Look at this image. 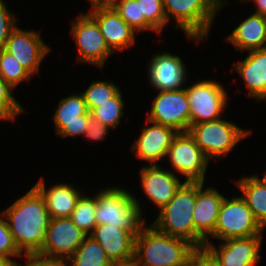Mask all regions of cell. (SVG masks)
Segmentation results:
<instances>
[{
    "instance_id": "obj_1",
    "label": "cell",
    "mask_w": 266,
    "mask_h": 266,
    "mask_svg": "<svg viewBox=\"0 0 266 266\" xmlns=\"http://www.w3.org/2000/svg\"><path fill=\"white\" fill-rule=\"evenodd\" d=\"M14 242L23 254L37 253L45 240L50 216L40 192L33 186L1 212Z\"/></svg>"
},
{
    "instance_id": "obj_2",
    "label": "cell",
    "mask_w": 266,
    "mask_h": 266,
    "mask_svg": "<svg viewBox=\"0 0 266 266\" xmlns=\"http://www.w3.org/2000/svg\"><path fill=\"white\" fill-rule=\"evenodd\" d=\"M195 203L196 182L185 181L151 225L163 234L188 241L196 249H204L206 240L194 227Z\"/></svg>"
},
{
    "instance_id": "obj_3",
    "label": "cell",
    "mask_w": 266,
    "mask_h": 266,
    "mask_svg": "<svg viewBox=\"0 0 266 266\" xmlns=\"http://www.w3.org/2000/svg\"><path fill=\"white\" fill-rule=\"evenodd\" d=\"M196 250L188 241L145 224L136 235L133 261L142 266H179Z\"/></svg>"
},
{
    "instance_id": "obj_4",
    "label": "cell",
    "mask_w": 266,
    "mask_h": 266,
    "mask_svg": "<svg viewBox=\"0 0 266 266\" xmlns=\"http://www.w3.org/2000/svg\"><path fill=\"white\" fill-rule=\"evenodd\" d=\"M101 190L96 194L97 225L111 224L129 230L136 236L146 224L145 217H142L141 204L136 196L127 191V188L118 186Z\"/></svg>"
},
{
    "instance_id": "obj_5",
    "label": "cell",
    "mask_w": 266,
    "mask_h": 266,
    "mask_svg": "<svg viewBox=\"0 0 266 266\" xmlns=\"http://www.w3.org/2000/svg\"><path fill=\"white\" fill-rule=\"evenodd\" d=\"M167 25L175 20L176 29L182 30L189 40L199 44L208 39L219 6L214 0H162Z\"/></svg>"
},
{
    "instance_id": "obj_6",
    "label": "cell",
    "mask_w": 266,
    "mask_h": 266,
    "mask_svg": "<svg viewBox=\"0 0 266 266\" xmlns=\"http://www.w3.org/2000/svg\"><path fill=\"white\" fill-rule=\"evenodd\" d=\"M188 132L205 156L212 161L229 155L239 142L250 136L252 130L219 118L190 125Z\"/></svg>"
},
{
    "instance_id": "obj_7",
    "label": "cell",
    "mask_w": 266,
    "mask_h": 266,
    "mask_svg": "<svg viewBox=\"0 0 266 266\" xmlns=\"http://www.w3.org/2000/svg\"><path fill=\"white\" fill-rule=\"evenodd\" d=\"M264 229L255 220L252 211L240 196L224 197L214 233L210 236L222 241L263 235Z\"/></svg>"
},
{
    "instance_id": "obj_8",
    "label": "cell",
    "mask_w": 266,
    "mask_h": 266,
    "mask_svg": "<svg viewBox=\"0 0 266 266\" xmlns=\"http://www.w3.org/2000/svg\"><path fill=\"white\" fill-rule=\"evenodd\" d=\"M185 90L190 105V125L221 118L229 97L219 81L199 80Z\"/></svg>"
},
{
    "instance_id": "obj_9",
    "label": "cell",
    "mask_w": 266,
    "mask_h": 266,
    "mask_svg": "<svg viewBox=\"0 0 266 266\" xmlns=\"http://www.w3.org/2000/svg\"><path fill=\"white\" fill-rule=\"evenodd\" d=\"M71 25V36L78 48L76 60L102 69L113 52L106 44L97 22L88 13L81 12Z\"/></svg>"
},
{
    "instance_id": "obj_10",
    "label": "cell",
    "mask_w": 266,
    "mask_h": 266,
    "mask_svg": "<svg viewBox=\"0 0 266 266\" xmlns=\"http://www.w3.org/2000/svg\"><path fill=\"white\" fill-rule=\"evenodd\" d=\"M170 165L187 182H204L207 166L211 162L196 145L189 132H179L173 139L167 156Z\"/></svg>"
},
{
    "instance_id": "obj_11",
    "label": "cell",
    "mask_w": 266,
    "mask_h": 266,
    "mask_svg": "<svg viewBox=\"0 0 266 266\" xmlns=\"http://www.w3.org/2000/svg\"><path fill=\"white\" fill-rule=\"evenodd\" d=\"M87 236L70 218H50L44 243L36 254L67 261Z\"/></svg>"
},
{
    "instance_id": "obj_12",
    "label": "cell",
    "mask_w": 266,
    "mask_h": 266,
    "mask_svg": "<svg viewBox=\"0 0 266 266\" xmlns=\"http://www.w3.org/2000/svg\"><path fill=\"white\" fill-rule=\"evenodd\" d=\"M147 120L187 132L190 128V105L185 88L176 91H158L153 99Z\"/></svg>"
},
{
    "instance_id": "obj_13",
    "label": "cell",
    "mask_w": 266,
    "mask_h": 266,
    "mask_svg": "<svg viewBox=\"0 0 266 266\" xmlns=\"http://www.w3.org/2000/svg\"><path fill=\"white\" fill-rule=\"evenodd\" d=\"M262 236L224 240L219 248L209 241L205 242L204 249L219 266H256L261 259Z\"/></svg>"
},
{
    "instance_id": "obj_14",
    "label": "cell",
    "mask_w": 266,
    "mask_h": 266,
    "mask_svg": "<svg viewBox=\"0 0 266 266\" xmlns=\"http://www.w3.org/2000/svg\"><path fill=\"white\" fill-rule=\"evenodd\" d=\"M4 49L33 76L39 71L42 61L50 52L39 31L15 27Z\"/></svg>"
},
{
    "instance_id": "obj_15",
    "label": "cell",
    "mask_w": 266,
    "mask_h": 266,
    "mask_svg": "<svg viewBox=\"0 0 266 266\" xmlns=\"http://www.w3.org/2000/svg\"><path fill=\"white\" fill-rule=\"evenodd\" d=\"M168 51L159 52L147 63V79L156 91H176L183 89L188 77L187 66L181 57Z\"/></svg>"
},
{
    "instance_id": "obj_16",
    "label": "cell",
    "mask_w": 266,
    "mask_h": 266,
    "mask_svg": "<svg viewBox=\"0 0 266 266\" xmlns=\"http://www.w3.org/2000/svg\"><path fill=\"white\" fill-rule=\"evenodd\" d=\"M98 24L109 49L114 53L130 48L137 41L132 29L110 5H97L87 12Z\"/></svg>"
},
{
    "instance_id": "obj_17",
    "label": "cell",
    "mask_w": 266,
    "mask_h": 266,
    "mask_svg": "<svg viewBox=\"0 0 266 266\" xmlns=\"http://www.w3.org/2000/svg\"><path fill=\"white\" fill-rule=\"evenodd\" d=\"M146 122L149 125L144 126L130 150L138 160L150 162L149 165H159V162L166 158L168 149L179 132L147 119Z\"/></svg>"
},
{
    "instance_id": "obj_18",
    "label": "cell",
    "mask_w": 266,
    "mask_h": 266,
    "mask_svg": "<svg viewBox=\"0 0 266 266\" xmlns=\"http://www.w3.org/2000/svg\"><path fill=\"white\" fill-rule=\"evenodd\" d=\"M142 190L158 209L165 206L185 182L169 169L160 165H144L139 171Z\"/></svg>"
},
{
    "instance_id": "obj_19",
    "label": "cell",
    "mask_w": 266,
    "mask_h": 266,
    "mask_svg": "<svg viewBox=\"0 0 266 266\" xmlns=\"http://www.w3.org/2000/svg\"><path fill=\"white\" fill-rule=\"evenodd\" d=\"M104 249L113 264H130L134 259L136 236L111 224L96 225L89 235Z\"/></svg>"
},
{
    "instance_id": "obj_20",
    "label": "cell",
    "mask_w": 266,
    "mask_h": 266,
    "mask_svg": "<svg viewBox=\"0 0 266 266\" xmlns=\"http://www.w3.org/2000/svg\"><path fill=\"white\" fill-rule=\"evenodd\" d=\"M204 182H196V203L193 212L195 230L209 242V237L214 233L218 213L224 199L214 187H205Z\"/></svg>"
},
{
    "instance_id": "obj_21",
    "label": "cell",
    "mask_w": 266,
    "mask_h": 266,
    "mask_svg": "<svg viewBox=\"0 0 266 266\" xmlns=\"http://www.w3.org/2000/svg\"><path fill=\"white\" fill-rule=\"evenodd\" d=\"M234 71L243 78L248 89V98L266 100V48L252 50L243 59L232 65Z\"/></svg>"
},
{
    "instance_id": "obj_22",
    "label": "cell",
    "mask_w": 266,
    "mask_h": 266,
    "mask_svg": "<svg viewBox=\"0 0 266 266\" xmlns=\"http://www.w3.org/2000/svg\"><path fill=\"white\" fill-rule=\"evenodd\" d=\"M45 184V179L41 177L33 186L43 196L50 218H69L84 192L73 184L58 183L48 189Z\"/></svg>"
},
{
    "instance_id": "obj_23",
    "label": "cell",
    "mask_w": 266,
    "mask_h": 266,
    "mask_svg": "<svg viewBox=\"0 0 266 266\" xmlns=\"http://www.w3.org/2000/svg\"><path fill=\"white\" fill-rule=\"evenodd\" d=\"M237 51L266 48V17L252 13L226 37Z\"/></svg>"
},
{
    "instance_id": "obj_24",
    "label": "cell",
    "mask_w": 266,
    "mask_h": 266,
    "mask_svg": "<svg viewBox=\"0 0 266 266\" xmlns=\"http://www.w3.org/2000/svg\"><path fill=\"white\" fill-rule=\"evenodd\" d=\"M236 182L242 192L241 197L253 213L255 220L265 230L266 228V186L256 176H242Z\"/></svg>"
},
{
    "instance_id": "obj_25",
    "label": "cell",
    "mask_w": 266,
    "mask_h": 266,
    "mask_svg": "<svg viewBox=\"0 0 266 266\" xmlns=\"http://www.w3.org/2000/svg\"><path fill=\"white\" fill-rule=\"evenodd\" d=\"M66 262L70 266H111L113 264L101 245L89 235Z\"/></svg>"
},
{
    "instance_id": "obj_26",
    "label": "cell",
    "mask_w": 266,
    "mask_h": 266,
    "mask_svg": "<svg viewBox=\"0 0 266 266\" xmlns=\"http://www.w3.org/2000/svg\"><path fill=\"white\" fill-rule=\"evenodd\" d=\"M110 5L119 16L138 34L153 31L160 35L141 15L140 2L137 0H111Z\"/></svg>"
},
{
    "instance_id": "obj_27",
    "label": "cell",
    "mask_w": 266,
    "mask_h": 266,
    "mask_svg": "<svg viewBox=\"0 0 266 266\" xmlns=\"http://www.w3.org/2000/svg\"><path fill=\"white\" fill-rule=\"evenodd\" d=\"M124 101L121 90L111 99L95 107L90 113L91 117L100 121L102 124L117 129L124 117Z\"/></svg>"
},
{
    "instance_id": "obj_28",
    "label": "cell",
    "mask_w": 266,
    "mask_h": 266,
    "mask_svg": "<svg viewBox=\"0 0 266 266\" xmlns=\"http://www.w3.org/2000/svg\"><path fill=\"white\" fill-rule=\"evenodd\" d=\"M96 193L92 196L82 194L71 216L73 223L87 235H90L97 225L96 216Z\"/></svg>"
},
{
    "instance_id": "obj_29",
    "label": "cell",
    "mask_w": 266,
    "mask_h": 266,
    "mask_svg": "<svg viewBox=\"0 0 266 266\" xmlns=\"http://www.w3.org/2000/svg\"><path fill=\"white\" fill-rule=\"evenodd\" d=\"M88 112L83 95L71 94L62 98L52 116L53 122L83 121V115Z\"/></svg>"
},
{
    "instance_id": "obj_30",
    "label": "cell",
    "mask_w": 266,
    "mask_h": 266,
    "mask_svg": "<svg viewBox=\"0 0 266 266\" xmlns=\"http://www.w3.org/2000/svg\"><path fill=\"white\" fill-rule=\"evenodd\" d=\"M0 75L14 89L32 75L4 48L0 49Z\"/></svg>"
},
{
    "instance_id": "obj_31",
    "label": "cell",
    "mask_w": 266,
    "mask_h": 266,
    "mask_svg": "<svg viewBox=\"0 0 266 266\" xmlns=\"http://www.w3.org/2000/svg\"><path fill=\"white\" fill-rule=\"evenodd\" d=\"M120 91L119 86L110 80L93 81L85 91L80 92L83 95L87 109L91 112L101 103L113 98Z\"/></svg>"
},
{
    "instance_id": "obj_32",
    "label": "cell",
    "mask_w": 266,
    "mask_h": 266,
    "mask_svg": "<svg viewBox=\"0 0 266 266\" xmlns=\"http://www.w3.org/2000/svg\"><path fill=\"white\" fill-rule=\"evenodd\" d=\"M15 89L0 75V120L14 121L18 115L24 113V108L14 97Z\"/></svg>"
},
{
    "instance_id": "obj_33",
    "label": "cell",
    "mask_w": 266,
    "mask_h": 266,
    "mask_svg": "<svg viewBox=\"0 0 266 266\" xmlns=\"http://www.w3.org/2000/svg\"><path fill=\"white\" fill-rule=\"evenodd\" d=\"M140 2L141 15L144 19L161 34L167 25L166 14L162 0H137Z\"/></svg>"
},
{
    "instance_id": "obj_34",
    "label": "cell",
    "mask_w": 266,
    "mask_h": 266,
    "mask_svg": "<svg viewBox=\"0 0 266 266\" xmlns=\"http://www.w3.org/2000/svg\"><path fill=\"white\" fill-rule=\"evenodd\" d=\"M0 215V255L8 258H22L23 253L16 246L5 217L2 213Z\"/></svg>"
},
{
    "instance_id": "obj_35",
    "label": "cell",
    "mask_w": 266,
    "mask_h": 266,
    "mask_svg": "<svg viewBox=\"0 0 266 266\" xmlns=\"http://www.w3.org/2000/svg\"><path fill=\"white\" fill-rule=\"evenodd\" d=\"M90 118L91 113L88 111L85 115H83V121L53 122L55 125V133L62 138H77V136H83Z\"/></svg>"
},
{
    "instance_id": "obj_36",
    "label": "cell",
    "mask_w": 266,
    "mask_h": 266,
    "mask_svg": "<svg viewBox=\"0 0 266 266\" xmlns=\"http://www.w3.org/2000/svg\"><path fill=\"white\" fill-rule=\"evenodd\" d=\"M15 14L10 12L8 5L0 0V49L4 48L12 30L18 25Z\"/></svg>"
},
{
    "instance_id": "obj_37",
    "label": "cell",
    "mask_w": 266,
    "mask_h": 266,
    "mask_svg": "<svg viewBox=\"0 0 266 266\" xmlns=\"http://www.w3.org/2000/svg\"><path fill=\"white\" fill-rule=\"evenodd\" d=\"M110 127H107L106 125L102 124L100 121L94 119L91 117L88 120L87 128L85 130V133L83 137L88 141H95L99 142L104 140L107 137V134L109 132Z\"/></svg>"
},
{
    "instance_id": "obj_38",
    "label": "cell",
    "mask_w": 266,
    "mask_h": 266,
    "mask_svg": "<svg viewBox=\"0 0 266 266\" xmlns=\"http://www.w3.org/2000/svg\"><path fill=\"white\" fill-rule=\"evenodd\" d=\"M23 256H25L24 258L26 259H24V261H26L24 265L16 262L15 266H53L57 262V260L43 257L36 253L24 254Z\"/></svg>"
},
{
    "instance_id": "obj_39",
    "label": "cell",
    "mask_w": 266,
    "mask_h": 266,
    "mask_svg": "<svg viewBox=\"0 0 266 266\" xmlns=\"http://www.w3.org/2000/svg\"><path fill=\"white\" fill-rule=\"evenodd\" d=\"M196 266H219V265L205 249H197Z\"/></svg>"
},
{
    "instance_id": "obj_40",
    "label": "cell",
    "mask_w": 266,
    "mask_h": 266,
    "mask_svg": "<svg viewBox=\"0 0 266 266\" xmlns=\"http://www.w3.org/2000/svg\"><path fill=\"white\" fill-rule=\"evenodd\" d=\"M256 5V11L254 14L266 17V0H251Z\"/></svg>"
},
{
    "instance_id": "obj_41",
    "label": "cell",
    "mask_w": 266,
    "mask_h": 266,
    "mask_svg": "<svg viewBox=\"0 0 266 266\" xmlns=\"http://www.w3.org/2000/svg\"><path fill=\"white\" fill-rule=\"evenodd\" d=\"M16 260L0 255V266H15Z\"/></svg>"
},
{
    "instance_id": "obj_42",
    "label": "cell",
    "mask_w": 266,
    "mask_h": 266,
    "mask_svg": "<svg viewBox=\"0 0 266 266\" xmlns=\"http://www.w3.org/2000/svg\"><path fill=\"white\" fill-rule=\"evenodd\" d=\"M179 266H196V251L183 264Z\"/></svg>"
},
{
    "instance_id": "obj_43",
    "label": "cell",
    "mask_w": 266,
    "mask_h": 266,
    "mask_svg": "<svg viewBox=\"0 0 266 266\" xmlns=\"http://www.w3.org/2000/svg\"><path fill=\"white\" fill-rule=\"evenodd\" d=\"M91 7L110 4L111 0H89Z\"/></svg>"
},
{
    "instance_id": "obj_44",
    "label": "cell",
    "mask_w": 266,
    "mask_h": 266,
    "mask_svg": "<svg viewBox=\"0 0 266 266\" xmlns=\"http://www.w3.org/2000/svg\"><path fill=\"white\" fill-rule=\"evenodd\" d=\"M214 2L219 6V9H222L225 6L227 0H214Z\"/></svg>"
},
{
    "instance_id": "obj_45",
    "label": "cell",
    "mask_w": 266,
    "mask_h": 266,
    "mask_svg": "<svg viewBox=\"0 0 266 266\" xmlns=\"http://www.w3.org/2000/svg\"><path fill=\"white\" fill-rule=\"evenodd\" d=\"M53 266H69L66 261H57Z\"/></svg>"
},
{
    "instance_id": "obj_46",
    "label": "cell",
    "mask_w": 266,
    "mask_h": 266,
    "mask_svg": "<svg viewBox=\"0 0 266 266\" xmlns=\"http://www.w3.org/2000/svg\"><path fill=\"white\" fill-rule=\"evenodd\" d=\"M265 174H264V177L263 178H260L258 175H257V177L265 184V186H266V171L264 172Z\"/></svg>"
},
{
    "instance_id": "obj_47",
    "label": "cell",
    "mask_w": 266,
    "mask_h": 266,
    "mask_svg": "<svg viewBox=\"0 0 266 266\" xmlns=\"http://www.w3.org/2000/svg\"><path fill=\"white\" fill-rule=\"evenodd\" d=\"M111 266H132V262L130 264H112Z\"/></svg>"
},
{
    "instance_id": "obj_48",
    "label": "cell",
    "mask_w": 266,
    "mask_h": 266,
    "mask_svg": "<svg viewBox=\"0 0 266 266\" xmlns=\"http://www.w3.org/2000/svg\"><path fill=\"white\" fill-rule=\"evenodd\" d=\"M132 266H142V265H138L134 261H132Z\"/></svg>"
},
{
    "instance_id": "obj_49",
    "label": "cell",
    "mask_w": 266,
    "mask_h": 266,
    "mask_svg": "<svg viewBox=\"0 0 266 266\" xmlns=\"http://www.w3.org/2000/svg\"><path fill=\"white\" fill-rule=\"evenodd\" d=\"M247 1H250V0H239V2H247Z\"/></svg>"
}]
</instances>
